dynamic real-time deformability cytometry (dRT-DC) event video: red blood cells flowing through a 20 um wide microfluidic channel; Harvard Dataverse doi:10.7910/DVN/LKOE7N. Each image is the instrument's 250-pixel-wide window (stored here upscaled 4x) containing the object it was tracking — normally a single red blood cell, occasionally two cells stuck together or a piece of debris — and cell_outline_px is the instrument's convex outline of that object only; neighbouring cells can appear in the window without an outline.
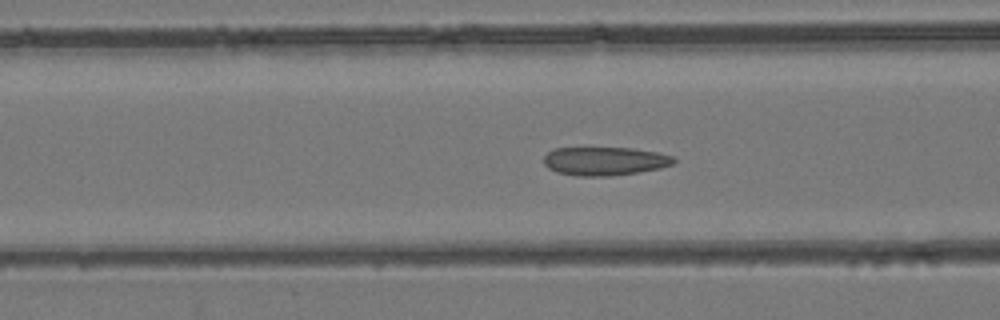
{"species": "common noctule bat (a hibernating species)", "species_latin": "Nyctalus noctula", "temperature_condition": "room temperature", "stored_images_in_passage": 51, "camera_frame_rate_fps": 3000, "um_per_image_px": 0.085, "animal": {"sex": "female", "body_mass_g": 24.6, "forearm_length_mm": 56.2}, "frame": {"image": 1, "passage_image": 19, "time_ms": 6.0, "image_size_px": [1000, 320], "cell_outline_px": [[676, 160], [672, 164], [660, 168], [636, 172], [608, 176], [576, 176], [556, 172], [548, 168], [544, 164], [544, 156], [548, 152], [556, 148], [632, 148], [656, 152], [672, 156]], "centroid_in_image_um": [51.37, 13.69], "position_along_channel_um": 115.2, "area_um2": 21.44}}
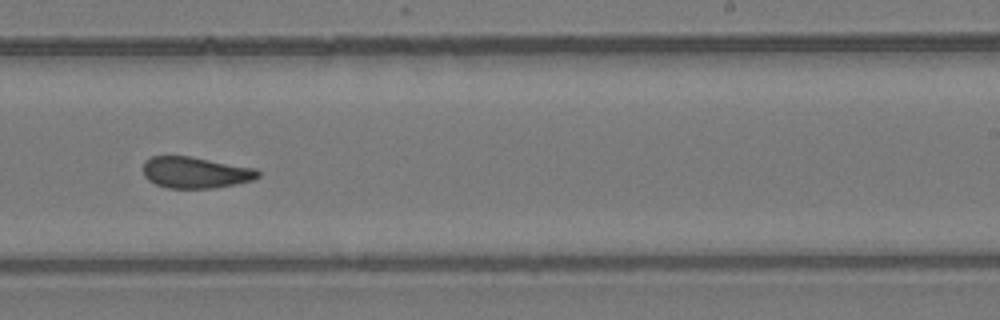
{"frame": {"image": 2, "passage_image": 31, "time_ms": 10.0, "image_size_px": [1000, 320], "cell_outline_px": [[260, 176], [252, 180], [236, 184], [212, 188], [168, 188], [156, 184], [148, 180], [144, 176], [144, 160], [152, 156], [188, 156], [256, 168], [260, 172]], "centroid_in_image_um": [16.61, 14.66], "position_along_channel_um": 272.4, "area_um2": 20.92}}
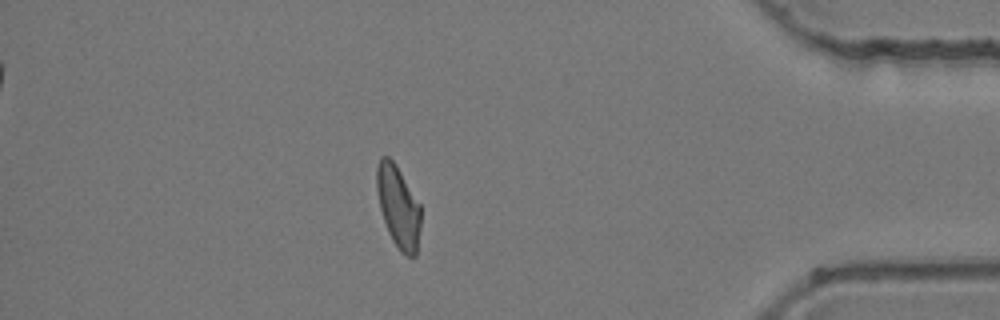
{"frame": {"image": 3, "passage_image": 44, "time_ms": 14.333, "image_size_px": [1000, 320], "cell_outline_px": [[420, 228], [416, 256], [404, 256], [400, 252], [392, 240], [388, 232], [380, 208], [376, 188], [376, 168], [380, 156], [388, 156], [396, 164], [420, 204]], "centroid_in_image_um": [33.85, 17.57], "position_along_channel_um": 401.4, "area_um2": 21.15}, "authors_computed_cell_mechanics": {"area_um2": 21.7328, "velocity_mm_per_s": 3.9396, "shape_relaxation_time_tau1_ms": null, "shape_relaxation_time_tau2_ms": 2.0435, "deformation_change_tau1": null, "deformation_change_tau2": 0.09}}